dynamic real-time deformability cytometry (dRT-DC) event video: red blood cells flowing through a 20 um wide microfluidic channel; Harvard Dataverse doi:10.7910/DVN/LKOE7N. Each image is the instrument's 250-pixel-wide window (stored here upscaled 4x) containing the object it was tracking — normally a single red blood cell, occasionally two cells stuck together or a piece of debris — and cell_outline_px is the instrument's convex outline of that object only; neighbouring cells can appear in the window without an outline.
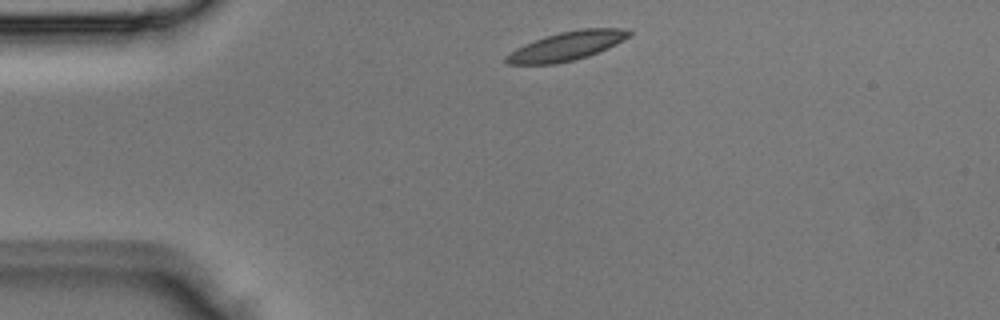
{"species": "Egyptian fruit bat (a non-hibernating species)", "species_latin": "Rousettus aegyptiacus", "temperature_condition": "room temperature", "stored_images_in_passage": 3, "camera_frame_rate_fps": 3000, "um_per_image_px": 0.085, "animal": {"sex": "male"}, "frame": {"image": 1, "passage_image": 1, "time_ms": 0.0, "image_size_px": [1000, 320], "cell_outline_px": [[632, 32], [628, 36], [616, 44], [588, 56], [576, 60], [556, 64], [508, 64], [504, 60], [504, 56], [516, 48], [524, 44], [544, 36], [560, 32], [580, 28], [620, 28]], "centroid_in_image_um": [48.12, 3.92], "position_along_channel_um": 36.9, "area_um2": 20.63}}
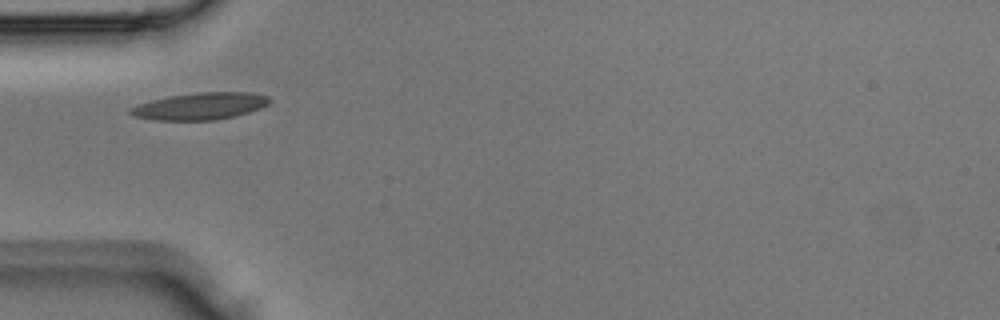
{"frame": {"image": 2, "passage_image": 2, "time_ms": 0.333, "image_size_px": [1000, 320], "cell_outline_px": [[272, 100], [268, 104], [260, 108], [236, 116], [216, 120], [156, 120], [136, 116], [128, 112], [128, 108], [152, 100], [172, 96], [196, 92], [252, 92], [268, 96]], "centroid_in_image_um": [17.06, 9.02], "position_along_channel_um": 67.9, "area_um2": 21.79}}
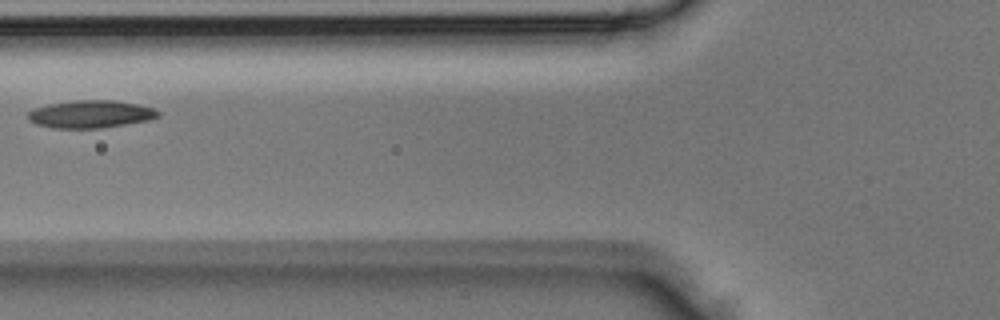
{"frame": {"image": 3, "passage_image": 3, "time_ms": 0.667, "image_size_px": [1000, 320], "cell_outline_px": [[160, 116], [148, 120], [104, 128], [52, 128], [36, 124], [28, 120], [28, 112], [36, 108], [48, 104], [76, 100], [116, 100], [140, 104], [156, 108], [160, 112]], "centroid_in_image_um": [7.75, 9.7], "position_along_channel_um": 118.1, "area_um2": 21.15}}